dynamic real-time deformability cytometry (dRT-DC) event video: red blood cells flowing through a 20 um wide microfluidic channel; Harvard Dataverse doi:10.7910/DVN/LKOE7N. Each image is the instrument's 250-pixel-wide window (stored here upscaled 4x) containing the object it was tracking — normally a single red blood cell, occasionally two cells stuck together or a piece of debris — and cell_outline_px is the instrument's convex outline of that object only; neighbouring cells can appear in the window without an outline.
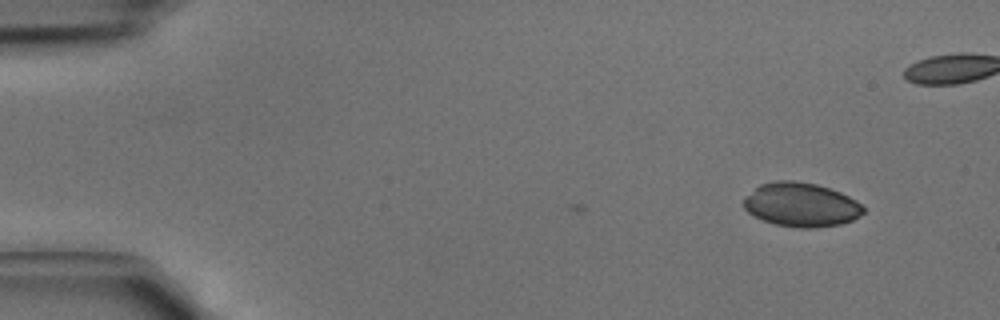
{"species": "common noctule bat (a hibernating species)", "species_latin": "Nyctalus noctula", "temperature_condition": "cold", "stored_images_in_passage": 3, "camera_frame_rate_fps": 3000, "um_per_image_px": 0.085, "animal": {"sex": "male", "body_mass_g": 15.6}, "frame": {"image": 1, "passage_image": 1, "time_ms": 0.0, "image_size_px": [1000, 320], "cell_outline_px": [[864, 212], [860, 216], [852, 220], [840, 224], [812, 228], [796, 228], [776, 224], [764, 220], [748, 212], [744, 208], [744, 200], [760, 184], [776, 180], [792, 180], [816, 184], [840, 192], [856, 200], [864, 208]], "centroid_in_image_um": [68.12, 17.4], "position_along_channel_um": 16.9, "area_um2": 30.4}}